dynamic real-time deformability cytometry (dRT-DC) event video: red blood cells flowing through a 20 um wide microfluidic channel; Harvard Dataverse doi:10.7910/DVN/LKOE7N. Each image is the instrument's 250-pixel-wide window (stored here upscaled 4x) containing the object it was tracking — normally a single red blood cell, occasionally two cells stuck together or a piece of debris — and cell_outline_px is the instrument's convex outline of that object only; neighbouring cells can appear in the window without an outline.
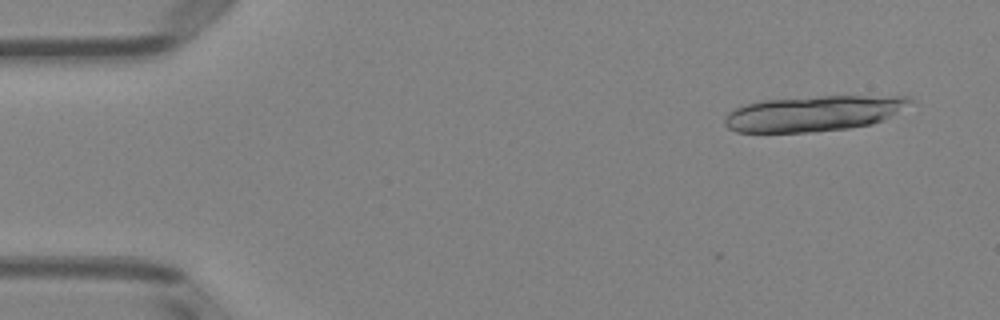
{"species": "Egyptian fruit bat (a non-hibernating species)", "species_latin": "Rousettus aegyptiacus", "temperature_condition": "room temperature", "stored_images_in_passage": 3, "camera_frame_rate_fps": 3000, "um_per_image_px": 0.085, "animal": {"sex": "female"}, "frame": {"image": 1, "passage_image": 3, "time_ms": 0.667, "image_size_px": [1000, 320], "cell_outline_px": [[912, 100], [884, 120], [872, 124], [848, 128], [816, 132], [736, 132], [728, 128], [724, 124], [724, 116], [728, 112], [736, 108], [748, 104], [764, 100], [820, 96], [908, 96]], "centroid_in_image_um": [69.09, 9.65], "position_along_channel_um": 15.9, "area_um2": 38.03}}